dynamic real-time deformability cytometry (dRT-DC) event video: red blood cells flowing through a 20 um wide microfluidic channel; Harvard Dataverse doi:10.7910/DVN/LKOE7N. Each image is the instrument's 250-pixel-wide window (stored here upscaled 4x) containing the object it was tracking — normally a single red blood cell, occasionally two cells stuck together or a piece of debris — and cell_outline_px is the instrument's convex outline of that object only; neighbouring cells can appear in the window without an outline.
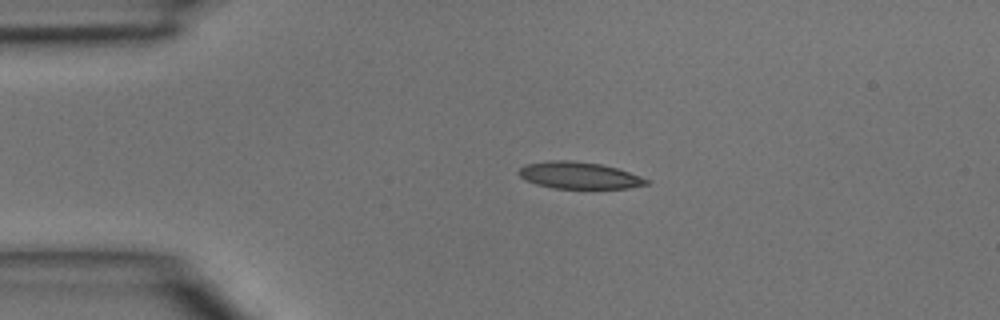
{"species": "common noctule bat (a hibernating species)", "species_latin": "Nyctalus noctula", "temperature_condition": "room temperature", "stored_images_in_passage": 2, "camera_frame_rate_fps": 3000, "um_per_image_px": 0.085, "animal": {"sex": "male", "body_mass_g": 15.6}, "frame": {"image": 1, "passage_image": 1, "time_ms": 0.0, "image_size_px": [1000, 320], "cell_outline_px": [[648, 184], [628, 188], [552, 188], [536, 184], [520, 176], [516, 172], [520, 168], [528, 164], [548, 160], [568, 160], [600, 164], [616, 168], [628, 172], [648, 180]], "centroid_in_image_um": [49.18, 14.9], "position_along_channel_um": 35.8, "area_um2": 19.59}}